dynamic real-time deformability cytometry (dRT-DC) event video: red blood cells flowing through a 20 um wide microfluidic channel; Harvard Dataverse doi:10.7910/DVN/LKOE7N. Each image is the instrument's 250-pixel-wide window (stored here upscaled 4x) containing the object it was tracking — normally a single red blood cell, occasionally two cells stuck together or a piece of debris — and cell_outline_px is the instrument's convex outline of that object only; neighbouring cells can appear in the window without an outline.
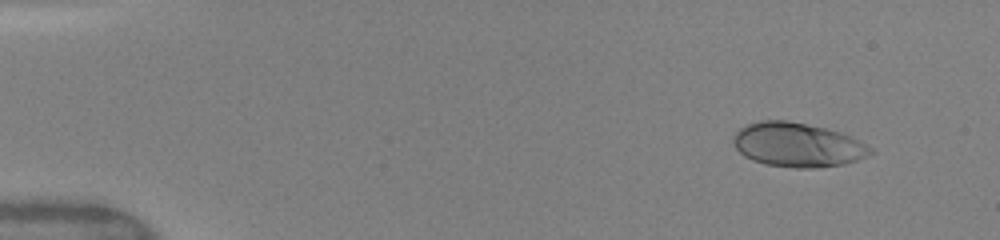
{"species": "human", "species_latin": "Homo sapiens", "temperature_condition": "warm", "stored_images_in_passage": 23, "segment_of_instrument_passage": [1, 2], "camera_frame_rate_fps": 3000, "um_per_image_px": 0.085, "donor": {"sex": "female"}, "frame": {"image": 1, "passage_image": 2, "time_ms": 1.0, "image_size_px": [1000, 240], "cell_outline_px": [[876, 152], [868, 156], [844, 164], [812, 168], [796, 168], [764, 164], [752, 160], [744, 156], [732, 144], [732, 136], [740, 128], [748, 124], [760, 120], [788, 120], [824, 128], [840, 132], [872, 148]], "centroid_in_image_um": [67.75, 12.31], "position_along_channel_um": 17.2, "area_um2": 35.26}}
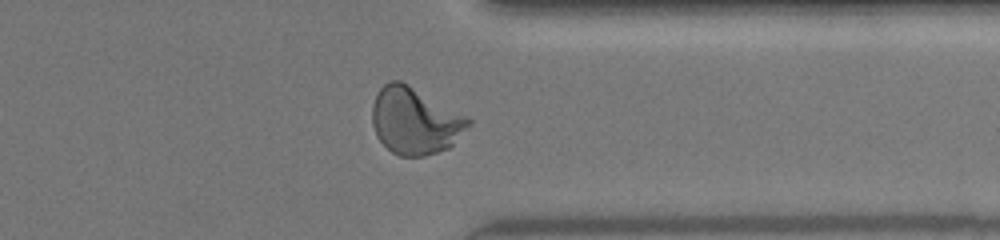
{"frame": {"image": 2, "passage_image": 16, "time_ms": 12.667, "image_size_px": [1000, 240], "cell_outline_px": [[472, 124], [448, 148], [424, 156], [400, 156], [392, 152], [376, 136], [372, 124], [372, 104], [380, 88], [384, 84], [392, 80], [400, 80], [468, 116], [472, 120]], "centroid_in_image_um": [35.27, 10.27], "position_along_channel_um": 376.1, "area_um2": 37.34}}
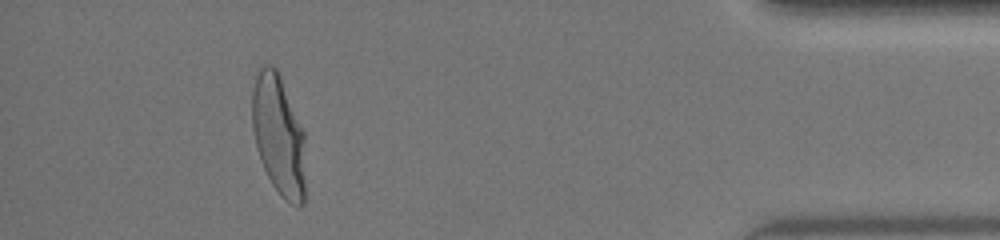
{"frame": {"image": 3, "passage_image": 20, "time_ms": 14.667, "image_size_px": [1000, 240], "cell_outline_px": [[304, 204], [300, 208], [296, 208], [284, 200], [280, 196], [272, 184], [260, 160], [256, 148], [252, 128], [252, 88], [260, 64], [272, 64], [276, 68], [304, 132]], "centroid_in_image_um": [23.66, 11.52], "position_along_channel_um": 411.5, "area_um2": 37.63}}